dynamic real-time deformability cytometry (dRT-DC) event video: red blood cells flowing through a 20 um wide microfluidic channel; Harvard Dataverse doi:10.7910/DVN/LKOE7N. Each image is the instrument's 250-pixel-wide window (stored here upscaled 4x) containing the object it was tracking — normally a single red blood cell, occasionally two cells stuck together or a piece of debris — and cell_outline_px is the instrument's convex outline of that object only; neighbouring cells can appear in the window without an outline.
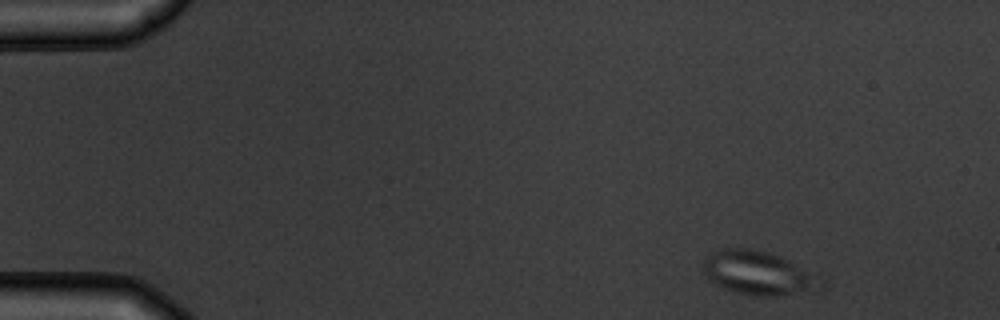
{"species": "common noctule bat (a hibernating species)", "species_latin": "Nyctalus noctula", "temperature_condition": "warm", "stored_images_in_passage": 3, "camera_frame_rate_fps": 3000, "um_per_image_px": 0.085, "animal": {"sex": "male", "body_mass_g": 19.5, "forearm_length_mm": 54.6}, "frame": {"image": 1, "passage_image": 1, "time_ms": 0.0, "image_size_px": [1000, 320], "cell_outline_px": [[808, 276], [804, 288], [776, 296], [756, 296], [736, 292], [724, 288], [716, 284], [704, 272], [704, 260], [712, 252], [724, 248], [748, 248], [780, 256], [804, 272]], "centroid_in_image_um": [64.05, 23.15], "position_along_channel_um": 20.9, "area_um2": 26.82}}